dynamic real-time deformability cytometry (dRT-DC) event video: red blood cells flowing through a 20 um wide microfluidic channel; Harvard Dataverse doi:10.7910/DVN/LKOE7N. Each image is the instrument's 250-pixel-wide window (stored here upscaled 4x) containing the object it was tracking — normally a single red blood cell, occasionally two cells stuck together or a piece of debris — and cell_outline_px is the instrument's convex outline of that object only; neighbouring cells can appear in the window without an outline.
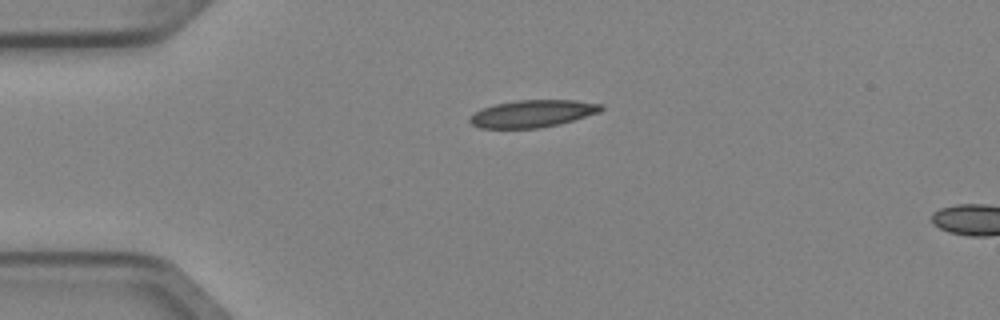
{"species": "Egyptian fruit bat (a non-hibernating species)", "species_latin": "Rousettus aegyptiacus", "temperature_condition": "cold", "stored_images_in_passage": 2, "camera_frame_rate_fps": 3000, "um_per_image_px": 0.085, "animal": {"sex": "female"}, "frame": {"image": 1, "passage_image": 1, "time_ms": 0.0, "image_size_px": [1000, 320], "cell_outline_px": [[604, 108], [600, 112], [560, 124], [536, 128], [480, 128], [472, 124], [468, 120], [468, 116], [484, 108], [496, 104], [516, 100], [576, 100], [604, 104]], "centroid_in_image_um": [45.29, 9.65], "position_along_channel_um": 39.7, "area_um2": 20.87}}